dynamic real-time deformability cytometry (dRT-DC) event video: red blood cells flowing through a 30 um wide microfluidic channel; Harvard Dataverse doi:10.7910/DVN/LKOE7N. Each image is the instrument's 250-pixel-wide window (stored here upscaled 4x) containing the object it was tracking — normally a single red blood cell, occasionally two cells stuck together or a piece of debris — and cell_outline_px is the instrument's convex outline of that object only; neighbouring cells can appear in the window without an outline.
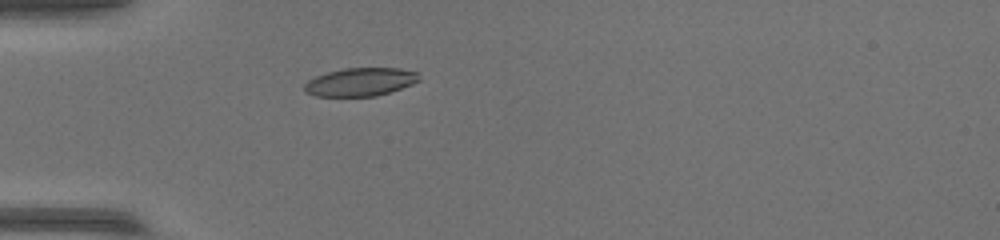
{"species": "common noctule bat (a hibernating species)", "species_latin": "Nyctalus noctula", "temperature_condition": "warm", "stored_images_in_passage": 37, "camera_frame_rate_fps": 3000, "um_per_image_px": 0.085, "animal": {"sex": "female", "body_mass_g": 17.0, "forearm_length_mm": 48.0}, "frame": {"image": 1, "passage_image": 1, "time_ms": 0.0, "image_size_px": [1000, 240], "cell_outline_px": [[420, 80], [412, 84], [376, 96], [316, 96], [304, 92], [304, 84], [308, 80], [316, 76], [328, 72], [344, 68], [400, 68], [416, 72]], "centroid_in_image_um": [30.6, 6.96], "position_along_channel_um": 54.4, "area_um2": 18.73}}
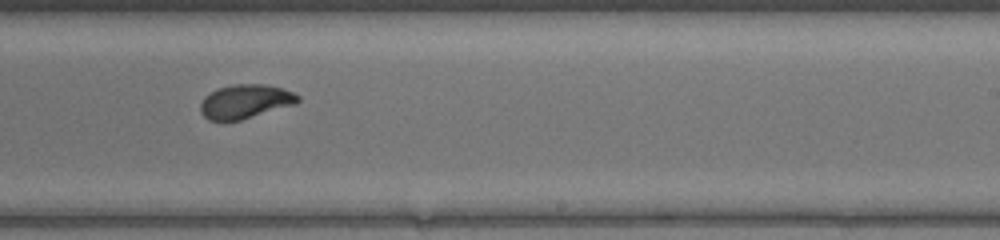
{"frame": {"image": 2, "passage_image": 18, "time_ms": 5.667, "image_size_px": [1000, 240], "cell_outline_px": [[300, 100], [296, 104], [240, 120], [208, 120], [200, 112], [200, 104], [204, 96], [216, 88], [232, 84], [264, 84], [280, 88], [292, 92], [300, 96]], "centroid_in_image_um": [20.82, 8.62], "position_along_channel_um": 268.2, "area_um2": 19.31}}
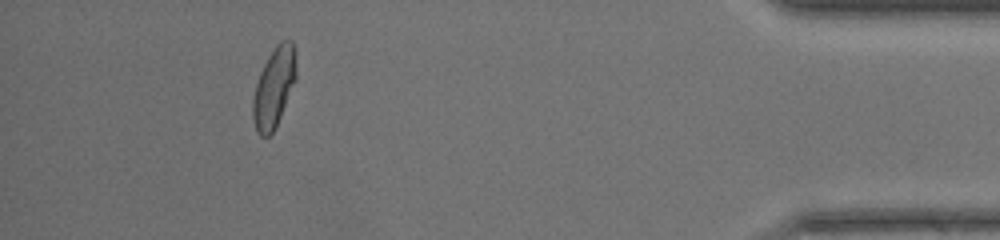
{"frame": {"image": 3, "passage_image": 33, "time_ms": 10.667, "image_size_px": [1000, 240], "cell_outline_px": [[296, 80], [280, 116], [272, 132], [268, 136], [260, 136], [256, 132], [252, 116], [252, 100], [256, 84], [260, 72], [268, 56], [276, 44], [280, 40], [292, 40], [296, 52]], "centroid_in_image_um": [23.29, 7.39], "position_along_channel_um": 411.9, "area_um2": 20.17}}